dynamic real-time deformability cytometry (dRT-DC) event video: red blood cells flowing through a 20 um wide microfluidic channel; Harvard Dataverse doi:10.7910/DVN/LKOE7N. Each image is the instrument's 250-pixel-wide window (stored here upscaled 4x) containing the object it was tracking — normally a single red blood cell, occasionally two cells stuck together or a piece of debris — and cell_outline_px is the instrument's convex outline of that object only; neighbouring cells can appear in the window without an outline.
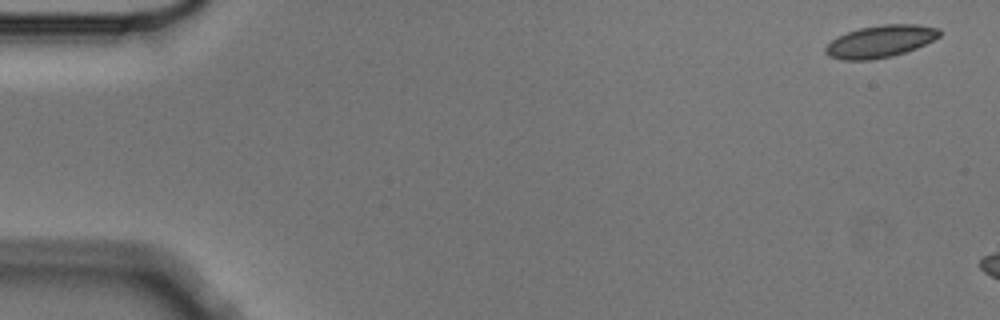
{"species": "Egyptian fruit bat (a non-hibernating species)", "species_latin": "Rousettus aegyptiacus", "temperature_condition": "cold", "stored_images_in_passage": 3, "camera_frame_rate_fps": 3000, "um_per_image_px": 0.085, "animal": {"sex": "male"}, "frame": {"image": 1, "passage_image": 1, "time_ms": 0.0, "image_size_px": [1000, 320], "cell_outline_px": [[940, 36], [916, 48], [892, 56], [872, 60], [840, 60], [828, 56], [824, 52], [824, 48], [836, 36], [860, 28], [880, 24], [916, 24], [940, 28]], "centroid_in_image_um": [74.79, 3.52], "position_along_channel_um": 10.2, "area_um2": 21.44}}